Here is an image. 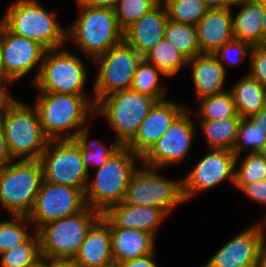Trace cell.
I'll use <instances>...</instances> for the list:
<instances>
[{"label":"cell","mask_w":266,"mask_h":267,"mask_svg":"<svg viewBox=\"0 0 266 267\" xmlns=\"http://www.w3.org/2000/svg\"><path fill=\"white\" fill-rule=\"evenodd\" d=\"M156 102L153 97L128 88L103 97L95 112L105 117L116 132V140L125 146Z\"/></svg>","instance_id":"8"},{"label":"cell","mask_w":266,"mask_h":267,"mask_svg":"<svg viewBox=\"0 0 266 267\" xmlns=\"http://www.w3.org/2000/svg\"><path fill=\"white\" fill-rule=\"evenodd\" d=\"M73 260L80 267H99L114 261L110 226L102 216L87 232Z\"/></svg>","instance_id":"22"},{"label":"cell","mask_w":266,"mask_h":267,"mask_svg":"<svg viewBox=\"0 0 266 267\" xmlns=\"http://www.w3.org/2000/svg\"><path fill=\"white\" fill-rule=\"evenodd\" d=\"M41 246L40 237L37 231L34 230L26 242L19 244L9 251L1 254V267H34L40 262Z\"/></svg>","instance_id":"31"},{"label":"cell","mask_w":266,"mask_h":267,"mask_svg":"<svg viewBox=\"0 0 266 267\" xmlns=\"http://www.w3.org/2000/svg\"><path fill=\"white\" fill-rule=\"evenodd\" d=\"M266 45V10H264L263 20H262V46Z\"/></svg>","instance_id":"49"},{"label":"cell","mask_w":266,"mask_h":267,"mask_svg":"<svg viewBox=\"0 0 266 267\" xmlns=\"http://www.w3.org/2000/svg\"><path fill=\"white\" fill-rule=\"evenodd\" d=\"M251 48L252 46L249 43L233 38L220 47L215 53H213V55L223 65L226 71L225 65L233 66L239 64L243 61L247 53L250 54Z\"/></svg>","instance_id":"39"},{"label":"cell","mask_w":266,"mask_h":267,"mask_svg":"<svg viewBox=\"0 0 266 267\" xmlns=\"http://www.w3.org/2000/svg\"><path fill=\"white\" fill-rule=\"evenodd\" d=\"M143 57L125 40L96 57L99 71L94 82V100L131 87L134 73Z\"/></svg>","instance_id":"12"},{"label":"cell","mask_w":266,"mask_h":267,"mask_svg":"<svg viewBox=\"0 0 266 267\" xmlns=\"http://www.w3.org/2000/svg\"><path fill=\"white\" fill-rule=\"evenodd\" d=\"M0 54H1V22H0ZM0 78H4L1 68V57H0Z\"/></svg>","instance_id":"53"},{"label":"cell","mask_w":266,"mask_h":267,"mask_svg":"<svg viewBox=\"0 0 266 267\" xmlns=\"http://www.w3.org/2000/svg\"><path fill=\"white\" fill-rule=\"evenodd\" d=\"M143 58L156 66L167 78L177 75L182 66L188 64V60L165 38L161 39Z\"/></svg>","instance_id":"29"},{"label":"cell","mask_w":266,"mask_h":267,"mask_svg":"<svg viewBox=\"0 0 266 267\" xmlns=\"http://www.w3.org/2000/svg\"><path fill=\"white\" fill-rule=\"evenodd\" d=\"M160 2L161 0H118L114 12L120 28L125 31Z\"/></svg>","instance_id":"36"},{"label":"cell","mask_w":266,"mask_h":267,"mask_svg":"<svg viewBox=\"0 0 266 267\" xmlns=\"http://www.w3.org/2000/svg\"><path fill=\"white\" fill-rule=\"evenodd\" d=\"M77 20L67 28V41L82 49L88 57L106 53L111 47L124 40L114 8L79 7Z\"/></svg>","instance_id":"5"},{"label":"cell","mask_w":266,"mask_h":267,"mask_svg":"<svg viewBox=\"0 0 266 267\" xmlns=\"http://www.w3.org/2000/svg\"><path fill=\"white\" fill-rule=\"evenodd\" d=\"M266 142V134L250 118H241L238 128L236 143L232 149L236 155L235 167L238 165V159L244 148L249 147L251 153L258 152Z\"/></svg>","instance_id":"35"},{"label":"cell","mask_w":266,"mask_h":267,"mask_svg":"<svg viewBox=\"0 0 266 267\" xmlns=\"http://www.w3.org/2000/svg\"><path fill=\"white\" fill-rule=\"evenodd\" d=\"M10 154L15 160H40L49 139L36 106L15 99L0 115Z\"/></svg>","instance_id":"4"},{"label":"cell","mask_w":266,"mask_h":267,"mask_svg":"<svg viewBox=\"0 0 266 267\" xmlns=\"http://www.w3.org/2000/svg\"><path fill=\"white\" fill-rule=\"evenodd\" d=\"M257 1L261 4L262 8L266 10V0H257Z\"/></svg>","instance_id":"54"},{"label":"cell","mask_w":266,"mask_h":267,"mask_svg":"<svg viewBox=\"0 0 266 267\" xmlns=\"http://www.w3.org/2000/svg\"><path fill=\"white\" fill-rule=\"evenodd\" d=\"M198 99L225 91L226 71L213 54H200L188 61Z\"/></svg>","instance_id":"24"},{"label":"cell","mask_w":266,"mask_h":267,"mask_svg":"<svg viewBox=\"0 0 266 267\" xmlns=\"http://www.w3.org/2000/svg\"><path fill=\"white\" fill-rule=\"evenodd\" d=\"M38 94L34 105L43 133L49 140L75 139L81 129L88 125L86 121L89 115H95L94 98L89 100L83 95L56 92Z\"/></svg>","instance_id":"1"},{"label":"cell","mask_w":266,"mask_h":267,"mask_svg":"<svg viewBox=\"0 0 266 267\" xmlns=\"http://www.w3.org/2000/svg\"><path fill=\"white\" fill-rule=\"evenodd\" d=\"M232 8L208 9L196 24L201 54H213L234 38Z\"/></svg>","instance_id":"21"},{"label":"cell","mask_w":266,"mask_h":267,"mask_svg":"<svg viewBox=\"0 0 266 267\" xmlns=\"http://www.w3.org/2000/svg\"><path fill=\"white\" fill-rule=\"evenodd\" d=\"M199 101L198 115L200 120L216 121L230 117H240L230 90L201 98Z\"/></svg>","instance_id":"33"},{"label":"cell","mask_w":266,"mask_h":267,"mask_svg":"<svg viewBox=\"0 0 266 267\" xmlns=\"http://www.w3.org/2000/svg\"><path fill=\"white\" fill-rule=\"evenodd\" d=\"M12 84L11 81L5 78H0V115L6 110V108L15 100L7 89V84Z\"/></svg>","instance_id":"45"},{"label":"cell","mask_w":266,"mask_h":267,"mask_svg":"<svg viewBox=\"0 0 266 267\" xmlns=\"http://www.w3.org/2000/svg\"><path fill=\"white\" fill-rule=\"evenodd\" d=\"M186 109L184 104L167 99L157 101L125 146L142 158Z\"/></svg>","instance_id":"18"},{"label":"cell","mask_w":266,"mask_h":267,"mask_svg":"<svg viewBox=\"0 0 266 267\" xmlns=\"http://www.w3.org/2000/svg\"><path fill=\"white\" fill-rule=\"evenodd\" d=\"M230 91L241 118H249L266 107V89L248 74L238 80Z\"/></svg>","instance_id":"26"},{"label":"cell","mask_w":266,"mask_h":267,"mask_svg":"<svg viewBox=\"0 0 266 267\" xmlns=\"http://www.w3.org/2000/svg\"><path fill=\"white\" fill-rule=\"evenodd\" d=\"M37 0H15L1 22L14 34L39 42L47 50L64 47L67 30Z\"/></svg>","instance_id":"3"},{"label":"cell","mask_w":266,"mask_h":267,"mask_svg":"<svg viewBox=\"0 0 266 267\" xmlns=\"http://www.w3.org/2000/svg\"><path fill=\"white\" fill-rule=\"evenodd\" d=\"M208 9L232 8L235 0H200Z\"/></svg>","instance_id":"47"},{"label":"cell","mask_w":266,"mask_h":267,"mask_svg":"<svg viewBox=\"0 0 266 267\" xmlns=\"http://www.w3.org/2000/svg\"><path fill=\"white\" fill-rule=\"evenodd\" d=\"M264 226V227H263ZM265 225L258 223L223 245L202 267H258L265 240Z\"/></svg>","instance_id":"17"},{"label":"cell","mask_w":266,"mask_h":267,"mask_svg":"<svg viewBox=\"0 0 266 267\" xmlns=\"http://www.w3.org/2000/svg\"><path fill=\"white\" fill-rule=\"evenodd\" d=\"M10 162H14V159L12 158L10 154L8 143L5 137V132L3 129V125L0 121V168H2L3 166H6Z\"/></svg>","instance_id":"42"},{"label":"cell","mask_w":266,"mask_h":267,"mask_svg":"<svg viewBox=\"0 0 266 267\" xmlns=\"http://www.w3.org/2000/svg\"><path fill=\"white\" fill-rule=\"evenodd\" d=\"M44 180L40 160H14L0 168V205L13 215L28 216Z\"/></svg>","instance_id":"6"},{"label":"cell","mask_w":266,"mask_h":267,"mask_svg":"<svg viewBox=\"0 0 266 267\" xmlns=\"http://www.w3.org/2000/svg\"><path fill=\"white\" fill-rule=\"evenodd\" d=\"M113 260L122 263L149 255L154 250L155 237L146 231L131 228L110 227Z\"/></svg>","instance_id":"23"},{"label":"cell","mask_w":266,"mask_h":267,"mask_svg":"<svg viewBox=\"0 0 266 267\" xmlns=\"http://www.w3.org/2000/svg\"><path fill=\"white\" fill-rule=\"evenodd\" d=\"M241 10L233 16V35L235 39L262 46V20L264 9L257 0H235L234 6Z\"/></svg>","instance_id":"25"},{"label":"cell","mask_w":266,"mask_h":267,"mask_svg":"<svg viewBox=\"0 0 266 267\" xmlns=\"http://www.w3.org/2000/svg\"><path fill=\"white\" fill-rule=\"evenodd\" d=\"M87 70L81 61L65 48L45 52L37 79L32 84L38 92H56L86 96Z\"/></svg>","instance_id":"10"},{"label":"cell","mask_w":266,"mask_h":267,"mask_svg":"<svg viewBox=\"0 0 266 267\" xmlns=\"http://www.w3.org/2000/svg\"><path fill=\"white\" fill-rule=\"evenodd\" d=\"M43 267H80L73 259L42 256L39 262Z\"/></svg>","instance_id":"44"},{"label":"cell","mask_w":266,"mask_h":267,"mask_svg":"<svg viewBox=\"0 0 266 267\" xmlns=\"http://www.w3.org/2000/svg\"><path fill=\"white\" fill-rule=\"evenodd\" d=\"M235 168V187L239 190L245 185L266 179V159L258 152H249Z\"/></svg>","instance_id":"38"},{"label":"cell","mask_w":266,"mask_h":267,"mask_svg":"<svg viewBox=\"0 0 266 267\" xmlns=\"http://www.w3.org/2000/svg\"><path fill=\"white\" fill-rule=\"evenodd\" d=\"M200 121V128L207 139L209 151L210 149H233L237 140L241 117Z\"/></svg>","instance_id":"27"},{"label":"cell","mask_w":266,"mask_h":267,"mask_svg":"<svg viewBox=\"0 0 266 267\" xmlns=\"http://www.w3.org/2000/svg\"><path fill=\"white\" fill-rule=\"evenodd\" d=\"M154 254L155 253L153 252L140 258L130 259L120 263L119 265L120 267H159L153 260Z\"/></svg>","instance_id":"43"},{"label":"cell","mask_w":266,"mask_h":267,"mask_svg":"<svg viewBox=\"0 0 266 267\" xmlns=\"http://www.w3.org/2000/svg\"><path fill=\"white\" fill-rule=\"evenodd\" d=\"M86 207L85 192L80 188L43 180L33 209L27 217L37 231L50 221L77 214Z\"/></svg>","instance_id":"13"},{"label":"cell","mask_w":266,"mask_h":267,"mask_svg":"<svg viewBox=\"0 0 266 267\" xmlns=\"http://www.w3.org/2000/svg\"><path fill=\"white\" fill-rule=\"evenodd\" d=\"M101 216L100 211L87 206L77 214L42 225L37 230L40 237L41 255L73 259L87 232Z\"/></svg>","instance_id":"7"},{"label":"cell","mask_w":266,"mask_h":267,"mask_svg":"<svg viewBox=\"0 0 266 267\" xmlns=\"http://www.w3.org/2000/svg\"><path fill=\"white\" fill-rule=\"evenodd\" d=\"M47 49L39 42L12 33L1 22V68L3 77L11 82L29 73L35 66L32 84L38 77ZM39 66V67H38Z\"/></svg>","instance_id":"15"},{"label":"cell","mask_w":266,"mask_h":267,"mask_svg":"<svg viewBox=\"0 0 266 267\" xmlns=\"http://www.w3.org/2000/svg\"><path fill=\"white\" fill-rule=\"evenodd\" d=\"M131 175L124 202L161 209L168 215L178 204L186 202L182 179L178 181L159 174V168L141 162Z\"/></svg>","instance_id":"9"},{"label":"cell","mask_w":266,"mask_h":267,"mask_svg":"<svg viewBox=\"0 0 266 267\" xmlns=\"http://www.w3.org/2000/svg\"><path fill=\"white\" fill-rule=\"evenodd\" d=\"M190 110L187 108L156 141L151 149L141 158V163L148 167H168L186 160L196 133Z\"/></svg>","instance_id":"14"},{"label":"cell","mask_w":266,"mask_h":267,"mask_svg":"<svg viewBox=\"0 0 266 267\" xmlns=\"http://www.w3.org/2000/svg\"><path fill=\"white\" fill-rule=\"evenodd\" d=\"M79 7L114 8L118 0H76Z\"/></svg>","instance_id":"46"},{"label":"cell","mask_w":266,"mask_h":267,"mask_svg":"<svg viewBox=\"0 0 266 267\" xmlns=\"http://www.w3.org/2000/svg\"><path fill=\"white\" fill-rule=\"evenodd\" d=\"M165 76L156 66L148 63L144 58L138 64L132 80L131 89L153 97L156 101L164 100L165 90L159 84L160 76Z\"/></svg>","instance_id":"32"},{"label":"cell","mask_w":266,"mask_h":267,"mask_svg":"<svg viewBox=\"0 0 266 267\" xmlns=\"http://www.w3.org/2000/svg\"><path fill=\"white\" fill-rule=\"evenodd\" d=\"M258 267H266V245L264 246L261 256H260V263Z\"/></svg>","instance_id":"50"},{"label":"cell","mask_w":266,"mask_h":267,"mask_svg":"<svg viewBox=\"0 0 266 267\" xmlns=\"http://www.w3.org/2000/svg\"><path fill=\"white\" fill-rule=\"evenodd\" d=\"M168 19L177 23L195 25L205 16L208 8L200 0H161Z\"/></svg>","instance_id":"34"},{"label":"cell","mask_w":266,"mask_h":267,"mask_svg":"<svg viewBox=\"0 0 266 267\" xmlns=\"http://www.w3.org/2000/svg\"><path fill=\"white\" fill-rule=\"evenodd\" d=\"M89 125L82 128L75 140L81 147L84 167L89 172V166L100 168L122 146L116 139L111 146L106 147L100 141H88Z\"/></svg>","instance_id":"30"},{"label":"cell","mask_w":266,"mask_h":267,"mask_svg":"<svg viewBox=\"0 0 266 267\" xmlns=\"http://www.w3.org/2000/svg\"><path fill=\"white\" fill-rule=\"evenodd\" d=\"M136 161L141 162V158L126 146H121L106 163L97 168L85 189L87 206L104 213L110 206L121 203L131 175L137 168Z\"/></svg>","instance_id":"2"},{"label":"cell","mask_w":266,"mask_h":267,"mask_svg":"<svg viewBox=\"0 0 266 267\" xmlns=\"http://www.w3.org/2000/svg\"><path fill=\"white\" fill-rule=\"evenodd\" d=\"M102 217L110 227L139 229L155 236L166 214L156 207L132 205L122 201L110 206L102 213Z\"/></svg>","instance_id":"19"},{"label":"cell","mask_w":266,"mask_h":267,"mask_svg":"<svg viewBox=\"0 0 266 267\" xmlns=\"http://www.w3.org/2000/svg\"><path fill=\"white\" fill-rule=\"evenodd\" d=\"M167 20L166 7L160 2L124 31V40L144 57L164 38Z\"/></svg>","instance_id":"20"},{"label":"cell","mask_w":266,"mask_h":267,"mask_svg":"<svg viewBox=\"0 0 266 267\" xmlns=\"http://www.w3.org/2000/svg\"><path fill=\"white\" fill-rule=\"evenodd\" d=\"M258 153L266 159V142L259 149Z\"/></svg>","instance_id":"51"},{"label":"cell","mask_w":266,"mask_h":267,"mask_svg":"<svg viewBox=\"0 0 266 267\" xmlns=\"http://www.w3.org/2000/svg\"><path fill=\"white\" fill-rule=\"evenodd\" d=\"M249 56L250 71L247 74L266 89V45L252 46Z\"/></svg>","instance_id":"40"},{"label":"cell","mask_w":266,"mask_h":267,"mask_svg":"<svg viewBox=\"0 0 266 267\" xmlns=\"http://www.w3.org/2000/svg\"><path fill=\"white\" fill-rule=\"evenodd\" d=\"M164 38L171 42L188 61L201 54L195 25L177 23L168 19Z\"/></svg>","instance_id":"28"},{"label":"cell","mask_w":266,"mask_h":267,"mask_svg":"<svg viewBox=\"0 0 266 267\" xmlns=\"http://www.w3.org/2000/svg\"><path fill=\"white\" fill-rule=\"evenodd\" d=\"M266 134V107L249 117Z\"/></svg>","instance_id":"48"},{"label":"cell","mask_w":266,"mask_h":267,"mask_svg":"<svg viewBox=\"0 0 266 267\" xmlns=\"http://www.w3.org/2000/svg\"><path fill=\"white\" fill-rule=\"evenodd\" d=\"M23 223H30L27 216L13 215L9 221H0V255L31 237Z\"/></svg>","instance_id":"37"},{"label":"cell","mask_w":266,"mask_h":267,"mask_svg":"<svg viewBox=\"0 0 266 267\" xmlns=\"http://www.w3.org/2000/svg\"><path fill=\"white\" fill-rule=\"evenodd\" d=\"M40 162L44 181L73 186L85 192L89 172L84 167L81 147L75 139L49 140Z\"/></svg>","instance_id":"11"},{"label":"cell","mask_w":266,"mask_h":267,"mask_svg":"<svg viewBox=\"0 0 266 267\" xmlns=\"http://www.w3.org/2000/svg\"><path fill=\"white\" fill-rule=\"evenodd\" d=\"M34 267H43V266L40 263H38Z\"/></svg>","instance_id":"55"},{"label":"cell","mask_w":266,"mask_h":267,"mask_svg":"<svg viewBox=\"0 0 266 267\" xmlns=\"http://www.w3.org/2000/svg\"><path fill=\"white\" fill-rule=\"evenodd\" d=\"M240 190L244 192L247 197L252 199V201L266 205V179L245 184Z\"/></svg>","instance_id":"41"},{"label":"cell","mask_w":266,"mask_h":267,"mask_svg":"<svg viewBox=\"0 0 266 267\" xmlns=\"http://www.w3.org/2000/svg\"><path fill=\"white\" fill-rule=\"evenodd\" d=\"M99 267H120L119 263L115 262V261H112L106 265H102V266H99Z\"/></svg>","instance_id":"52"},{"label":"cell","mask_w":266,"mask_h":267,"mask_svg":"<svg viewBox=\"0 0 266 267\" xmlns=\"http://www.w3.org/2000/svg\"><path fill=\"white\" fill-rule=\"evenodd\" d=\"M196 166L182 179L185 201L195 194L231 180L235 184L236 155L228 149H210Z\"/></svg>","instance_id":"16"}]
</instances>
